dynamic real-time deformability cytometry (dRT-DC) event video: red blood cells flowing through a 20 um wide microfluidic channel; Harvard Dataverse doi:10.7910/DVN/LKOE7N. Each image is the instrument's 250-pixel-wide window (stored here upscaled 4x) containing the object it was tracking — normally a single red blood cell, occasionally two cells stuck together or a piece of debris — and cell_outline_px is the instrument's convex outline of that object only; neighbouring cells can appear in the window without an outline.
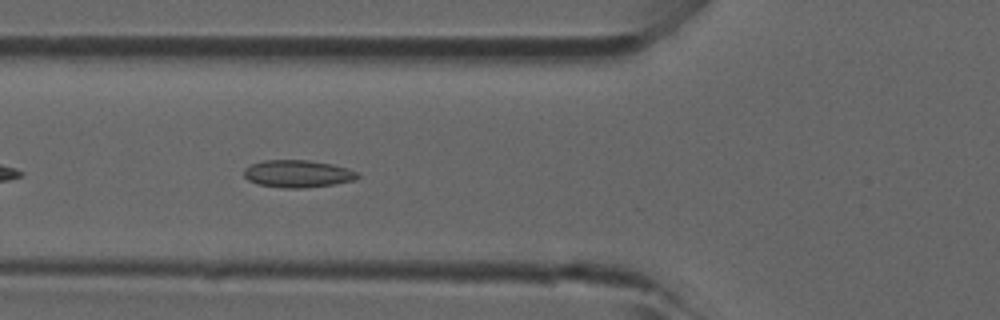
{"species": "common noctule bat (a hibernating species)", "species_latin": "Nyctalus noctula", "temperature_condition": "room temperature", "stored_images_in_passage": 21, "camera_frame_rate_fps": 3000, "um_per_image_px": 0.085, "animal": {"sex": "male", "forearm_length_mm": 52.5}, "frame": {"image": 1, "passage_image": 17, "time_ms": 5.333, "image_size_px": [1000, 320], "cell_outline_px": [[360, 176], [356, 180], [332, 184], [304, 188], [284, 188], [256, 184], [248, 180], [244, 176], [244, 168], [252, 164], [264, 160], [308, 160], [332, 164], [348, 168], [360, 172]], "centroid_in_image_um": [25.32, 14.77], "position_along_channel_um": 100.5, "area_um2": 18.26}}
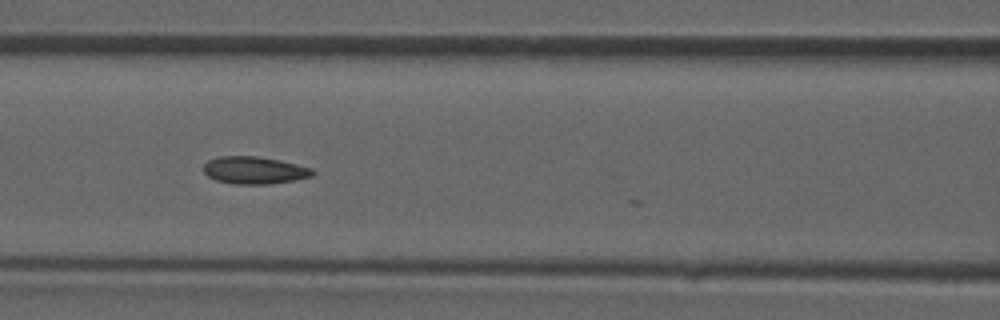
{"frame": {"image": 2, "passage_image": 20, "time_ms": 6.333, "image_size_px": [1000, 320], "cell_outline_px": [[316, 172], [312, 176], [296, 180], [268, 184], [232, 184], [216, 180], [208, 176], [204, 172], [204, 164], [208, 160], [216, 156], [256, 156], [296, 164], [312, 168]], "centroid_in_image_um": [21.61, 14.47], "position_along_channel_um": 145.0, "area_um2": 17.4}}